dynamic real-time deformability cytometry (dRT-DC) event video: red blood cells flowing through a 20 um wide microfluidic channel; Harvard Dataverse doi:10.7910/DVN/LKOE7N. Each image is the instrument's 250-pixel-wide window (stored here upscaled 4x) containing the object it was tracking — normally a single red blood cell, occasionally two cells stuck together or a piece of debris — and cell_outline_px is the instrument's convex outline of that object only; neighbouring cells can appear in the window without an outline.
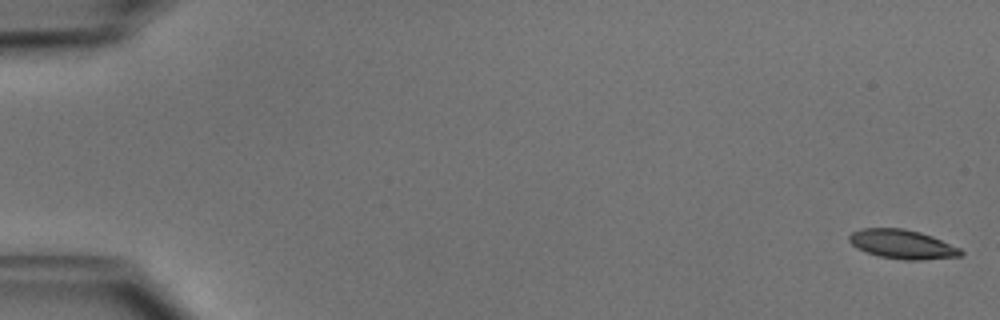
{"species": "common noctule bat (a hibernating species)", "species_latin": "Nyctalus noctula", "temperature_condition": "cold", "stored_images_in_passage": 7, "camera_frame_rate_fps": 3000, "um_per_image_px": 0.085, "animal": {"sex": "male", "body_mass_g": 15.6}, "frame": {"image": 1, "passage_image": 1, "time_ms": 0.0, "image_size_px": [1000, 320], "cell_outline_px": [[964, 252], [960, 256], [920, 260], [904, 260], [880, 256], [856, 248], [848, 240], [848, 236], [852, 232], [860, 228], [904, 228], [920, 232], [932, 236], [960, 248]], "centroid_in_image_um": [76.68, 20.75], "position_along_channel_um": 8.3, "area_um2": 18.9}}